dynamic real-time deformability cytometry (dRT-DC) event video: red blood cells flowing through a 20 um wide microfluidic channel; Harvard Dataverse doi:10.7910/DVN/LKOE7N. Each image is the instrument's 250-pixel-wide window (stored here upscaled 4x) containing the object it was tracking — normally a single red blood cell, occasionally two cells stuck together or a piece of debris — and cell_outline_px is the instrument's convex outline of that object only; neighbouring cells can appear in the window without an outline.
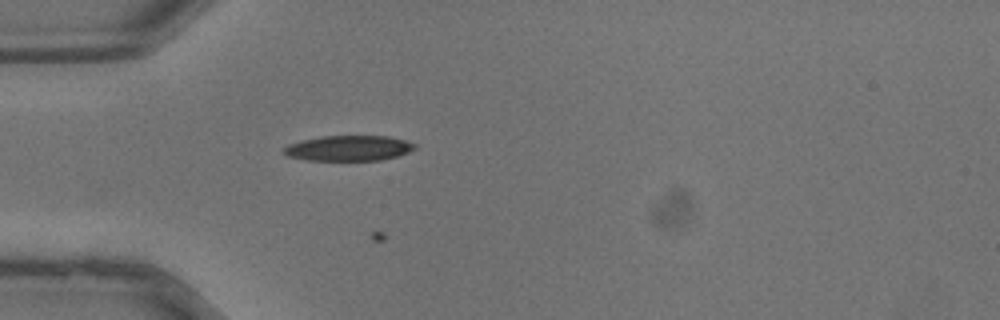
{"species": "common noctule bat (a hibernating species)", "species_latin": "Nyctalus noctula", "temperature_condition": "warm", "stored_images_in_passage": 14, "camera_frame_rate_fps": 3000, "um_per_image_px": 0.085, "animal": {"sex": "male", "body_mass_g": 13.3}, "frame": {"image": 1, "passage_image": 4, "time_ms": 1.0, "image_size_px": [1000, 320], "cell_outline_px": [[416, 148], [408, 152], [396, 156], [380, 160], [308, 160], [288, 156], [280, 152], [280, 148], [288, 144], [300, 140], [324, 136], [388, 136], [404, 140], [416, 144]], "centroid_in_image_um": [29.57, 12.59], "position_along_channel_um": 55.4, "area_um2": 19.42}}
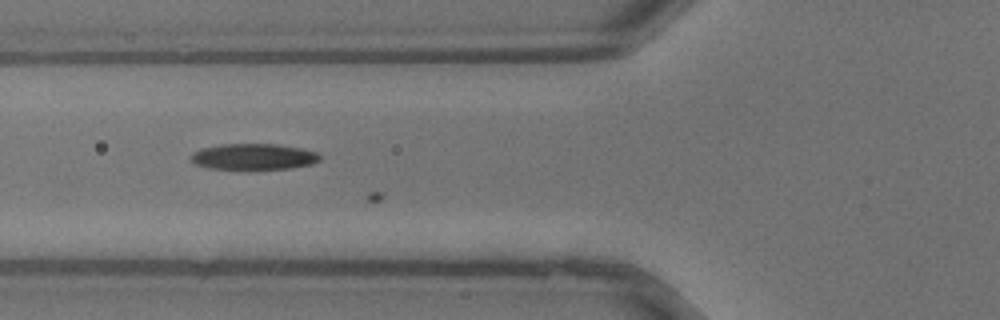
{"frame": {"image": 2, "passage_image": 7, "time_ms": 2.0, "image_size_px": [1000, 320], "cell_outline_px": [[320, 160], [312, 164], [292, 168], [248, 172], [208, 168], [196, 164], [188, 160], [188, 156], [192, 152], [200, 148], [220, 144], [276, 144], [304, 148], [316, 152], [320, 156]], "centroid_in_image_um": [21.5, 13.36], "position_along_channel_um": 104.3, "area_um2": 20.81}}